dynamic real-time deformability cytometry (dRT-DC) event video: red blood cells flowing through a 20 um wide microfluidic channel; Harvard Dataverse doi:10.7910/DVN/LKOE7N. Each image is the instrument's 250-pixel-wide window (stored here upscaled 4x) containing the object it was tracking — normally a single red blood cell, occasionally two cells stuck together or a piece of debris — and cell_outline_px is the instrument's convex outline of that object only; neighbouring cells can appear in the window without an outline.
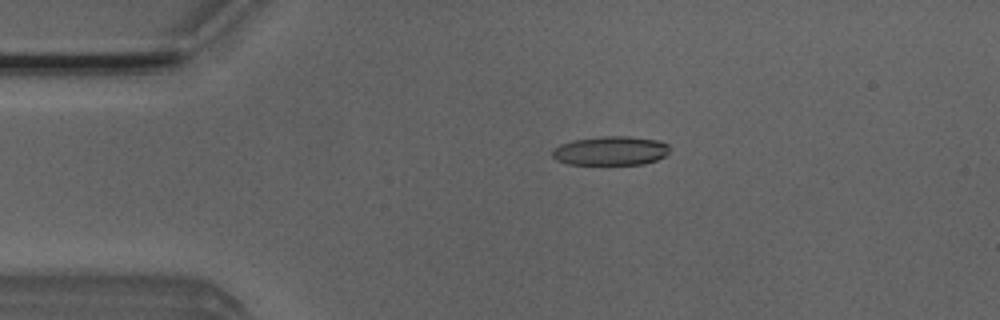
{"species": "Egyptian fruit bat (a non-hibernating species)", "species_latin": "Rousettus aegyptiacus", "temperature_condition": "room temperature", "stored_images_in_passage": 43, "camera_frame_rate_fps": 3000, "um_per_image_px": 0.085, "animal": {"sex": "male"}, "frame": {"image": 1, "passage_image": 2, "time_ms": 0.333, "image_size_px": [1000, 320], "cell_outline_px": [[668, 152], [664, 156], [656, 160], [644, 164], [568, 164], [556, 160], [552, 156], [552, 152], [560, 144], [572, 140], [600, 136], [628, 136], [656, 140], [668, 144]], "centroid_in_image_um": [51.88, 12.81], "position_along_channel_um": 33.1, "area_um2": 19.77}}
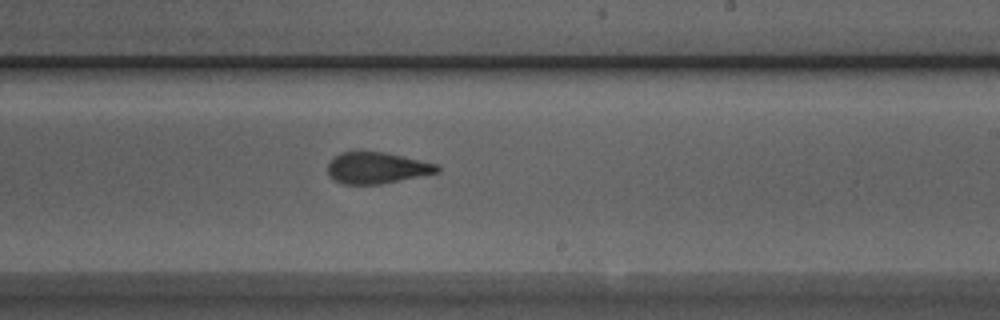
{"frame": {"image": 2, "passage_image": 22, "time_ms": 7.0, "image_size_px": [1000, 320], "cell_outline_px": [[440, 172], [380, 184], [344, 184], [328, 176], [328, 160], [332, 156], [340, 152], [352, 148], [360, 148], [384, 152], [420, 160], [436, 164], [440, 168]], "centroid_in_image_um": [31.93, 14.21], "position_along_channel_um": 257.1, "area_um2": 20.69}}
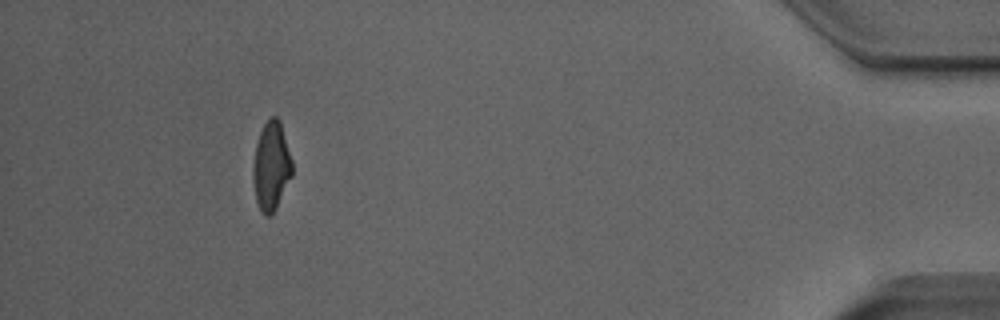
{"frame": {"image": 3, "passage_image": 39, "time_ms": 12.667, "image_size_px": [1000, 320], "cell_outline_px": [[292, 176], [272, 216], [264, 216], [260, 212], [256, 200], [252, 180], [252, 168], [256, 144], [260, 132], [264, 124], [272, 116], [276, 116], [280, 120], [292, 160]], "centroid_in_image_um": [23.04, 14.16], "position_along_channel_um": 412.2, "area_um2": 20.4}, "authors_computed_cell_mechanics": {"area_um2": 20.6924, "velocity_mm_per_s": 3.9419, "shape_relaxation_time_tau1_ms": 6.8235, "shape_relaxation_time_tau2_ms": 1.4606, "deformation_change_tau1": 0.1916, "deformation_change_tau2": 0.0954}}